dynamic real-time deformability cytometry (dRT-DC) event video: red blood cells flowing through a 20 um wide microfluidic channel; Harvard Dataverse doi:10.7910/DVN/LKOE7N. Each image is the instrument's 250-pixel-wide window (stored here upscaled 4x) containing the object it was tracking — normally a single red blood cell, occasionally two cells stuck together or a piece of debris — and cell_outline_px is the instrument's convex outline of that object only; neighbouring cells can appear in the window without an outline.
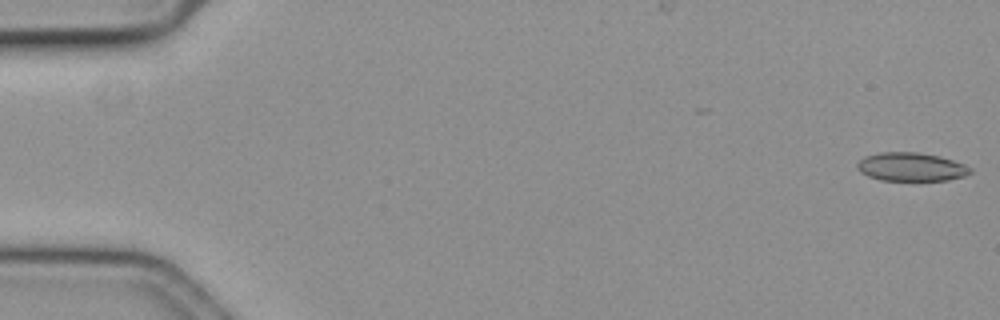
{"species": "common noctule bat (a hibernating species)", "species_latin": "Nyctalus noctula", "temperature_condition": "cold", "stored_images_in_passage": 10, "camera_frame_rate_fps": 3000, "um_per_image_px": 0.085, "animal": {"sex": "female", "body_mass_g": 19.3, "forearm_length_mm": 54.1}, "frame": {"image": 1, "passage_image": 1, "time_ms": 0.0, "image_size_px": [1000, 320], "cell_outline_px": [[972, 172], [964, 176], [944, 180], [880, 180], [868, 176], [860, 172], [856, 168], [856, 164], [864, 156], [880, 152], [916, 152], [940, 156], [964, 164], [972, 168]], "centroid_in_image_um": [77.42, 14.18], "position_along_channel_um": 7.6, "area_um2": 18.79}}